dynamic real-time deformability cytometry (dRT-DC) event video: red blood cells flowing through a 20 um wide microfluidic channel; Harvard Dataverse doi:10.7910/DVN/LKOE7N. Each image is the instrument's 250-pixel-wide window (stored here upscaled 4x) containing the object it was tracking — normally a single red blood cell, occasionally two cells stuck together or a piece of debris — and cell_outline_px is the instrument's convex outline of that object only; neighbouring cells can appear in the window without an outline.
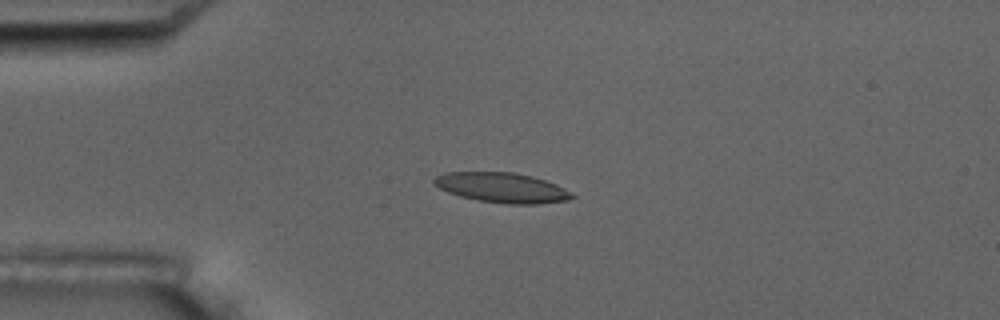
{"species": "common noctule bat (a hibernating species)", "species_latin": "Nyctalus noctula", "temperature_condition": "room temperature", "stored_images_in_passage": 6, "camera_frame_rate_fps": 3000, "um_per_image_px": 0.085, "animal": {"sex": "male", "body_mass_g": 17.5, "forearm_length_mm": 52.3}, "frame": {"image": 1, "passage_image": 3, "time_ms": 2.333, "image_size_px": [1000, 320], "cell_outline_px": [[576, 196], [568, 200], [536, 204], [504, 204], [476, 200], [460, 196], [448, 192], [432, 184], [432, 180], [436, 176], [444, 172], [512, 172], [532, 176], [556, 184], [564, 188]], "centroid_in_image_um": [42.64, 15.95], "position_along_channel_um": 42.4, "area_um2": 24.16}}